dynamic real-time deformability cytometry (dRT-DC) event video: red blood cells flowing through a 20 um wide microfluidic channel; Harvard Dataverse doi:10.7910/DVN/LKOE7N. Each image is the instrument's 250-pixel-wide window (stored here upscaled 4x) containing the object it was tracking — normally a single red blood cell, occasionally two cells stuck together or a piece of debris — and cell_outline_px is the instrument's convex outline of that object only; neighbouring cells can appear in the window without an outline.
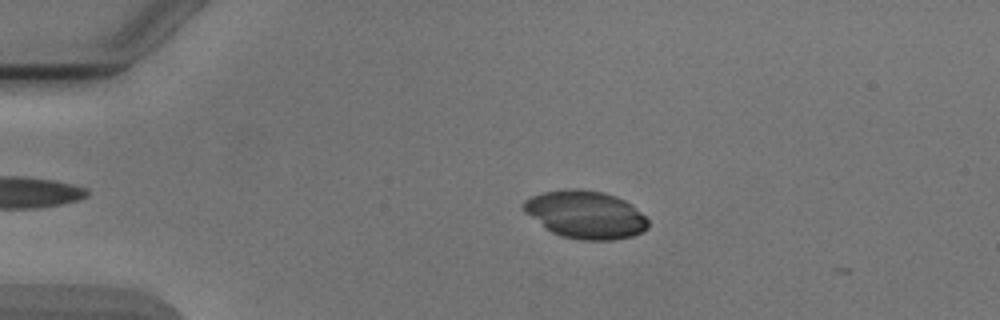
{"species": "Egyptian fruit bat (a non-hibernating species)", "species_latin": "Rousettus aegyptiacus", "temperature_condition": "cold", "stored_images_in_passage": 2, "camera_frame_rate_fps": 3000, "um_per_image_px": 0.085, "animal": {"sex": "male"}, "frame": {"image": 1, "passage_image": 1, "time_ms": 0.0, "image_size_px": [1000, 320], "cell_outline_px": [[648, 228], [632, 236], [612, 240], [580, 240], [560, 236], [552, 232], [524, 212], [520, 208], [520, 204], [524, 200], [532, 196], [544, 192], [572, 188], [576, 188], [600, 192], [624, 200], [640, 212], [648, 220]], "centroid_in_image_um": [49.72, 18.25], "position_along_channel_um": 35.3, "area_um2": 34.39}}